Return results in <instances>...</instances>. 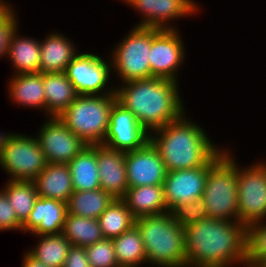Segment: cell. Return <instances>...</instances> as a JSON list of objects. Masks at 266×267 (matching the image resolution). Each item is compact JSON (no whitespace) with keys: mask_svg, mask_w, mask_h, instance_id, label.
<instances>
[{"mask_svg":"<svg viewBox=\"0 0 266 267\" xmlns=\"http://www.w3.org/2000/svg\"><path fill=\"white\" fill-rule=\"evenodd\" d=\"M187 267H228L246 261V227L208 217L184 228Z\"/></svg>","mask_w":266,"mask_h":267,"instance_id":"cell-1","label":"cell"},{"mask_svg":"<svg viewBox=\"0 0 266 267\" xmlns=\"http://www.w3.org/2000/svg\"><path fill=\"white\" fill-rule=\"evenodd\" d=\"M125 83L115 90L117 102L129 110L147 132L183 116L177 81L152 77Z\"/></svg>","mask_w":266,"mask_h":267,"instance_id":"cell-2","label":"cell"},{"mask_svg":"<svg viewBox=\"0 0 266 267\" xmlns=\"http://www.w3.org/2000/svg\"><path fill=\"white\" fill-rule=\"evenodd\" d=\"M184 118L183 115L154 130L159 134L156 137L149 135V141L159 152L167 171L205 166L220 151L202 128Z\"/></svg>","mask_w":266,"mask_h":267,"instance_id":"cell-3","label":"cell"},{"mask_svg":"<svg viewBox=\"0 0 266 267\" xmlns=\"http://www.w3.org/2000/svg\"><path fill=\"white\" fill-rule=\"evenodd\" d=\"M135 225L141 233L148 262L161 267H187L184 228L170 211L139 217Z\"/></svg>","mask_w":266,"mask_h":267,"instance_id":"cell-4","label":"cell"},{"mask_svg":"<svg viewBox=\"0 0 266 267\" xmlns=\"http://www.w3.org/2000/svg\"><path fill=\"white\" fill-rule=\"evenodd\" d=\"M115 90L100 95H78L58 116L66 127L87 145H100L106 137ZM103 94V95H102Z\"/></svg>","mask_w":266,"mask_h":267,"instance_id":"cell-5","label":"cell"},{"mask_svg":"<svg viewBox=\"0 0 266 267\" xmlns=\"http://www.w3.org/2000/svg\"><path fill=\"white\" fill-rule=\"evenodd\" d=\"M232 157L226 151L209 169L202 198L208 217L239 222L237 171Z\"/></svg>","mask_w":266,"mask_h":267,"instance_id":"cell-6","label":"cell"},{"mask_svg":"<svg viewBox=\"0 0 266 267\" xmlns=\"http://www.w3.org/2000/svg\"><path fill=\"white\" fill-rule=\"evenodd\" d=\"M0 165L10 174V181H33L47 161L36 137L14 133L0 154Z\"/></svg>","mask_w":266,"mask_h":267,"instance_id":"cell-7","label":"cell"},{"mask_svg":"<svg viewBox=\"0 0 266 267\" xmlns=\"http://www.w3.org/2000/svg\"><path fill=\"white\" fill-rule=\"evenodd\" d=\"M151 28L138 26L132 29L113 54V68L125 82L151 78L149 52ZM117 68V69H116Z\"/></svg>","mask_w":266,"mask_h":267,"instance_id":"cell-8","label":"cell"},{"mask_svg":"<svg viewBox=\"0 0 266 267\" xmlns=\"http://www.w3.org/2000/svg\"><path fill=\"white\" fill-rule=\"evenodd\" d=\"M237 171L238 218L245 227L266 216V165Z\"/></svg>","mask_w":266,"mask_h":267,"instance_id":"cell-9","label":"cell"},{"mask_svg":"<svg viewBox=\"0 0 266 267\" xmlns=\"http://www.w3.org/2000/svg\"><path fill=\"white\" fill-rule=\"evenodd\" d=\"M224 154V150L219 151L205 166L167 171L163 188L168 211L180 203H188L203 196L209 169Z\"/></svg>","mask_w":266,"mask_h":267,"instance_id":"cell-10","label":"cell"},{"mask_svg":"<svg viewBox=\"0 0 266 267\" xmlns=\"http://www.w3.org/2000/svg\"><path fill=\"white\" fill-rule=\"evenodd\" d=\"M176 29L151 28L149 63L151 78L177 81L176 70L184 58V45Z\"/></svg>","mask_w":266,"mask_h":267,"instance_id":"cell-11","label":"cell"},{"mask_svg":"<svg viewBox=\"0 0 266 267\" xmlns=\"http://www.w3.org/2000/svg\"><path fill=\"white\" fill-rule=\"evenodd\" d=\"M39 142L47 163L68 164L87 144L71 132L59 117H52L42 127Z\"/></svg>","mask_w":266,"mask_h":267,"instance_id":"cell-12","label":"cell"},{"mask_svg":"<svg viewBox=\"0 0 266 267\" xmlns=\"http://www.w3.org/2000/svg\"><path fill=\"white\" fill-rule=\"evenodd\" d=\"M149 135L136 117L116 101L111 110L106 137L101 145L112 150L134 151L149 141Z\"/></svg>","mask_w":266,"mask_h":267,"instance_id":"cell-13","label":"cell"},{"mask_svg":"<svg viewBox=\"0 0 266 267\" xmlns=\"http://www.w3.org/2000/svg\"><path fill=\"white\" fill-rule=\"evenodd\" d=\"M110 66L95 54L81 53L67 65L65 73L78 95H99L107 85Z\"/></svg>","mask_w":266,"mask_h":267,"instance_id":"cell-14","label":"cell"},{"mask_svg":"<svg viewBox=\"0 0 266 267\" xmlns=\"http://www.w3.org/2000/svg\"><path fill=\"white\" fill-rule=\"evenodd\" d=\"M128 187L163 185L167 170L159 152L148 141L142 148L125 152Z\"/></svg>","mask_w":266,"mask_h":267,"instance_id":"cell-15","label":"cell"},{"mask_svg":"<svg viewBox=\"0 0 266 267\" xmlns=\"http://www.w3.org/2000/svg\"><path fill=\"white\" fill-rule=\"evenodd\" d=\"M126 4L132 5L140 10L144 17L138 26L173 29L166 24L170 19L179 18L195 12L198 8L191 0H125Z\"/></svg>","mask_w":266,"mask_h":267,"instance_id":"cell-16","label":"cell"},{"mask_svg":"<svg viewBox=\"0 0 266 267\" xmlns=\"http://www.w3.org/2000/svg\"><path fill=\"white\" fill-rule=\"evenodd\" d=\"M97 165L101 189L122 199L128 187L125 152L97 145Z\"/></svg>","mask_w":266,"mask_h":267,"instance_id":"cell-17","label":"cell"},{"mask_svg":"<svg viewBox=\"0 0 266 267\" xmlns=\"http://www.w3.org/2000/svg\"><path fill=\"white\" fill-rule=\"evenodd\" d=\"M66 214V203L38 197L27 221L22 225V230L38 236L60 234Z\"/></svg>","mask_w":266,"mask_h":267,"instance_id":"cell-18","label":"cell"},{"mask_svg":"<svg viewBox=\"0 0 266 267\" xmlns=\"http://www.w3.org/2000/svg\"><path fill=\"white\" fill-rule=\"evenodd\" d=\"M38 197L68 202L74 189L68 164L47 163L42 172L33 180Z\"/></svg>","mask_w":266,"mask_h":267,"instance_id":"cell-19","label":"cell"},{"mask_svg":"<svg viewBox=\"0 0 266 267\" xmlns=\"http://www.w3.org/2000/svg\"><path fill=\"white\" fill-rule=\"evenodd\" d=\"M122 200L136 219L168 211L163 185L129 187Z\"/></svg>","mask_w":266,"mask_h":267,"instance_id":"cell-20","label":"cell"},{"mask_svg":"<svg viewBox=\"0 0 266 267\" xmlns=\"http://www.w3.org/2000/svg\"><path fill=\"white\" fill-rule=\"evenodd\" d=\"M74 45L62 34H50L40 42V73L65 72L77 55Z\"/></svg>","mask_w":266,"mask_h":267,"instance_id":"cell-21","label":"cell"},{"mask_svg":"<svg viewBox=\"0 0 266 267\" xmlns=\"http://www.w3.org/2000/svg\"><path fill=\"white\" fill-rule=\"evenodd\" d=\"M74 191L101 188L97 165V145H87L69 163Z\"/></svg>","mask_w":266,"mask_h":267,"instance_id":"cell-22","label":"cell"},{"mask_svg":"<svg viewBox=\"0 0 266 267\" xmlns=\"http://www.w3.org/2000/svg\"><path fill=\"white\" fill-rule=\"evenodd\" d=\"M46 111L59 116L78 96L65 72L43 73Z\"/></svg>","mask_w":266,"mask_h":267,"instance_id":"cell-23","label":"cell"},{"mask_svg":"<svg viewBox=\"0 0 266 267\" xmlns=\"http://www.w3.org/2000/svg\"><path fill=\"white\" fill-rule=\"evenodd\" d=\"M10 81V97L23 106L43 107L46 110V100L43 86V73L17 74Z\"/></svg>","mask_w":266,"mask_h":267,"instance_id":"cell-24","label":"cell"},{"mask_svg":"<svg viewBox=\"0 0 266 267\" xmlns=\"http://www.w3.org/2000/svg\"><path fill=\"white\" fill-rule=\"evenodd\" d=\"M115 200L101 188L89 191H73L66 203L67 213L98 219L106 208Z\"/></svg>","mask_w":266,"mask_h":267,"instance_id":"cell-25","label":"cell"},{"mask_svg":"<svg viewBox=\"0 0 266 267\" xmlns=\"http://www.w3.org/2000/svg\"><path fill=\"white\" fill-rule=\"evenodd\" d=\"M17 29L10 38L8 53L17 74L38 73L40 68V42L16 35Z\"/></svg>","mask_w":266,"mask_h":267,"instance_id":"cell-26","label":"cell"},{"mask_svg":"<svg viewBox=\"0 0 266 267\" xmlns=\"http://www.w3.org/2000/svg\"><path fill=\"white\" fill-rule=\"evenodd\" d=\"M72 246L87 247L104 239L98 219L66 214L61 232Z\"/></svg>","mask_w":266,"mask_h":267,"instance_id":"cell-27","label":"cell"},{"mask_svg":"<svg viewBox=\"0 0 266 267\" xmlns=\"http://www.w3.org/2000/svg\"><path fill=\"white\" fill-rule=\"evenodd\" d=\"M112 240L119 267H137L143 261L147 262L141 233L136 225Z\"/></svg>","mask_w":266,"mask_h":267,"instance_id":"cell-28","label":"cell"},{"mask_svg":"<svg viewBox=\"0 0 266 267\" xmlns=\"http://www.w3.org/2000/svg\"><path fill=\"white\" fill-rule=\"evenodd\" d=\"M136 218L122 199H115L99 216L104 238L113 239L135 225Z\"/></svg>","mask_w":266,"mask_h":267,"instance_id":"cell-29","label":"cell"},{"mask_svg":"<svg viewBox=\"0 0 266 267\" xmlns=\"http://www.w3.org/2000/svg\"><path fill=\"white\" fill-rule=\"evenodd\" d=\"M3 190L7 197L9 204L16 213L18 221L23 225L38 199L37 190L34 181H10Z\"/></svg>","mask_w":266,"mask_h":267,"instance_id":"cell-30","label":"cell"},{"mask_svg":"<svg viewBox=\"0 0 266 267\" xmlns=\"http://www.w3.org/2000/svg\"><path fill=\"white\" fill-rule=\"evenodd\" d=\"M40 237V243L29 253L48 267H63L72 246L69 240L62 233Z\"/></svg>","mask_w":266,"mask_h":267,"instance_id":"cell-31","label":"cell"},{"mask_svg":"<svg viewBox=\"0 0 266 267\" xmlns=\"http://www.w3.org/2000/svg\"><path fill=\"white\" fill-rule=\"evenodd\" d=\"M266 261V225L255 222L246 227V261L262 265Z\"/></svg>","mask_w":266,"mask_h":267,"instance_id":"cell-32","label":"cell"},{"mask_svg":"<svg viewBox=\"0 0 266 267\" xmlns=\"http://www.w3.org/2000/svg\"><path fill=\"white\" fill-rule=\"evenodd\" d=\"M170 212L173 219L183 228L208 218L205 201L202 197L188 203H180Z\"/></svg>","mask_w":266,"mask_h":267,"instance_id":"cell-33","label":"cell"},{"mask_svg":"<svg viewBox=\"0 0 266 267\" xmlns=\"http://www.w3.org/2000/svg\"><path fill=\"white\" fill-rule=\"evenodd\" d=\"M85 250L91 267H119L112 239L104 238Z\"/></svg>","mask_w":266,"mask_h":267,"instance_id":"cell-34","label":"cell"},{"mask_svg":"<svg viewBox=\"0 0 266 267\" xmlns=\"http://www.w3.org/2000/svg\"><path fill=\"white\" fill-rule=\"evenodd\" d=\"M22 230V224L18 221L16 213L9 204L6 193L0 191V230Z\"/></svg>","mask_w":266,"mask_h":267,"instance_id":"cell-35","label":"cell"},{"mask_svg":"<svg viewBox=\"0 0 266 267\" xmlns=\"http://www.w3.org/2000/svg\"><path fill=\"white\" fill-rule=\"evenodd\" d=\"M15 18L13 9L0 18V57L8 53L10 38L17 29V18Z\"/></svg>","mask_w":266,"mask_h":267,"instance_id":"cell-36","label":"cell"},{"mask_svg":"<svg viewBox=\"0 0 266 267\" xmlns=\"http://www.w3.org/2000/svg\"><path fill=\"white\" fill-rule=\"evenodd\" d=\"M63 267H91L85 247L71 246Z\"/></svg>","mask_w":266,"mask_h":267,"instance_id":"cell-37","label":"cell"},{"mask_svg":"<svg viewBox=\"0 0 266 267\" xmlns=\"http://www.w3.org/2000/svg\"><path fill=\"white\" fill-rule=\"evenodd\" d=\"M24 260H23V267H48L45 265L43 262L37 260L34 258L29 252L24 255Z\"/></svg>","mask_w":266,"mask_h":267,"instance_id":"cell-38","label":"cell"},{"mask_svg":"<svg viewBox=\"0 0 266 267\" xmlns=\"http://www.w3.org/2000/svg\"><path fill=\"white\" fill-rule=\"evenodd\" d=\"M11 10V7L5 4L4 1L0 0V18L6 15Z\"/></svg>","mask_w":266,"mask_h":267,"instance_id":"cell-39","label":"cell"},{"mask_svg":"<svg viewBox=\"0 0 266 267\" xmlns=\"http://www.w3.org/2000/svg\"><path fill=\"white\" fill-rule=\"evenodd\" d=\"M10 134H1L0 136V154L2 153V150L4 149V146L9 138Z\"/></svg>","mask_w":266,"mask_h":267,"instance_id":"cell-40","label":"cell"},{"mask_svg":"<svg viewBox=\"0 0 266 267\" xmlns=\"http://www.w3.org/2000/svg\"><path fill=\"white\" fill-rule=\"evenodd\" d=\"M245 266H248V267H263V265H253V264H248V263H245Z\"/></svg>","mask_w":266,"mask_h":267,"instance_id":"cell-41","label":"cell"},{"mask_svg":"<svg viewBox=\"0 0 266 267\" xmlns=\"http://www.w3.org/2000/svg\"><path fill=\"white\" fill-rule=\"evenodd\" d=\"M262 265H263V267H266V261Z\"/></svg>","mask_w":266,"mask_h":267,"instance_id":"cell-42","label":"cell"}]
</instances>
